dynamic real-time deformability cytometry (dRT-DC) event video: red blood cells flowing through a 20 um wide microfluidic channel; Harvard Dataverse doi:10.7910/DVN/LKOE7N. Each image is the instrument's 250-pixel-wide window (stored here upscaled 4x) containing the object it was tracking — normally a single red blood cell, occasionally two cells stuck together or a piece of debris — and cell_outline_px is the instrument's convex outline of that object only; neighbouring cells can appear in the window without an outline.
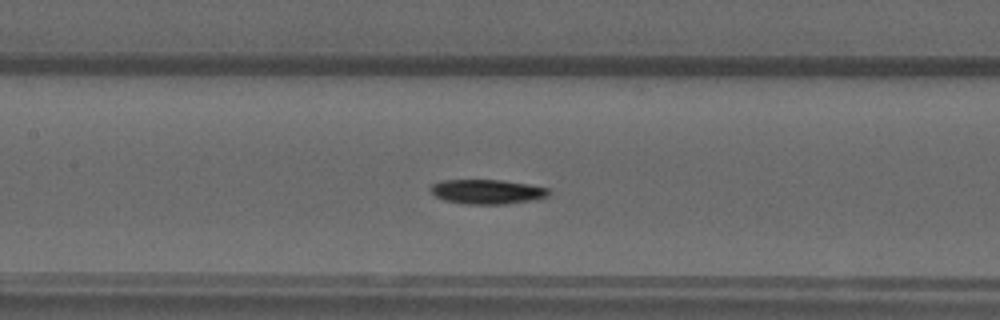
{"species": "common noctule bat (a hibernating species)", "species_latin": "Nyctalus noctula", "temperature_condition": "warm", "stored_images_in_passage": 14, "camera_frame_rate_fps": 3000, "um_per_image_px": 0.085, "animal": {"sex": "male", "forearm_length_mm": 52.5}, "frame": {"image": 1, "passage_image": 12, "time_ms": 3.667, "image_size_px": [1000, 320], "cell_outline_px": [[552, 192], [548, 196], [536, 200], [504, 204], [468, 204], [444, 200], [436, 196], [428, 188], [432, 184], [440, 180], [500, 180], [528, 184], [548, 188]], "centroid_in_image_um": [41.43, 16.29], "position_along_channel_um": 166.0, "area_um2": 16.99}}